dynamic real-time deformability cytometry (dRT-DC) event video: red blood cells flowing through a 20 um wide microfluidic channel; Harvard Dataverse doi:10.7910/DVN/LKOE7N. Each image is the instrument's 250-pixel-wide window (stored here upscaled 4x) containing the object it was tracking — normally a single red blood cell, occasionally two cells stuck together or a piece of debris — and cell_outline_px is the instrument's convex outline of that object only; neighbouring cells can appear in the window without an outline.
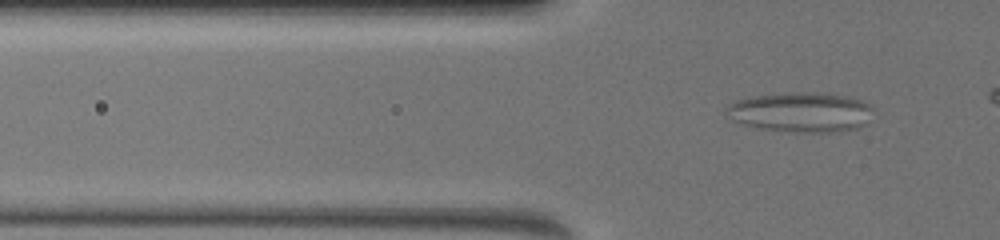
{"species": "common noctule bat (a hibernating species)", "species_latin": "Nyctalus noctula", "temperature_condition": "warm", "stored_images_in_passage": 22, "camera_frame_rate_fps": 3000, "um_per_image_px": 0.085, "animal": {"sex": "female", "body_mass_g": 19.5, "forearm_length_mm": 54.1}, "frame": {"image": 1, "passage_image": 6, "time_ms": 1.667, "image_size_px": [1000, 240], "cell_outline_px": [[872, 108], [860, 128], [828, 132], [796, 132], [756, 128], [740, 124], [732, 120], [724, 112], [724, 108], [728, 104], [736, 100], [756, 96], [788, 92], [824, 92], [848, 96], [860, 100], [868, 104]], "centroid_in_image_um": [67.98, 9.52], "position_along_channel_um": 57.8, "area_um2": 34.16}}
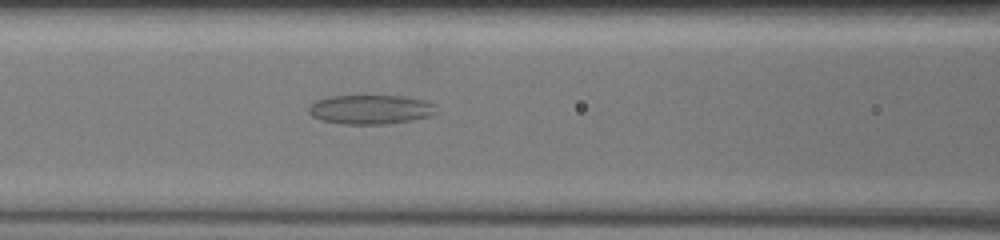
{"frame": {"image": 2, "passage_image": 18, "time_ms": 4.0, "image_size_px": [1000, 240], "cell_outline_px": [[436, 112], [432, 116], [412, 120], [384, 124], [344, 124], [324, 120], [312, 116], [308, 112], [308, 108], [316, 100], [332, 96], [404, 96], [424, 100], [436, 104]], "centroid_in_image_um": [31.54, 9.3], "position_along_channel_um": 135.1, "area_um2": 21.73}}
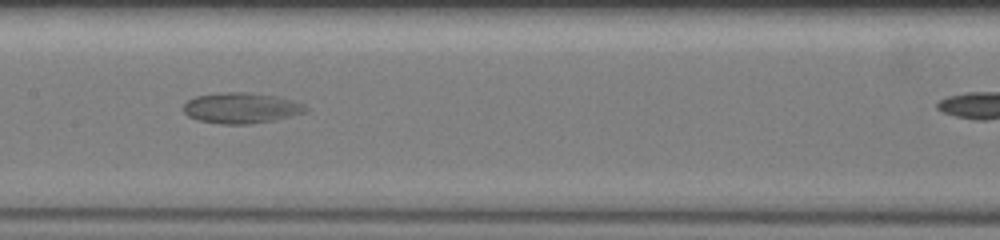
{"frame": {"image": 3, "passage_image": 21, "time_ms": 5.333, "image_size_px": [1000, 240], "cell_outline_px": [[308, 112], [272, 120], [252, 124], [220, 124], [196, 120], [188, 116], [184, 112], [184, 104], [188, 100], [196, 96], [220, 92], [244, 92], [276, 96], [292, 100], [304, 104], [308, 108]], "centroid_in_image_um": [20.49, 9.18], "position_along_channel_um": 186.9, "area_um2": 21.91}}